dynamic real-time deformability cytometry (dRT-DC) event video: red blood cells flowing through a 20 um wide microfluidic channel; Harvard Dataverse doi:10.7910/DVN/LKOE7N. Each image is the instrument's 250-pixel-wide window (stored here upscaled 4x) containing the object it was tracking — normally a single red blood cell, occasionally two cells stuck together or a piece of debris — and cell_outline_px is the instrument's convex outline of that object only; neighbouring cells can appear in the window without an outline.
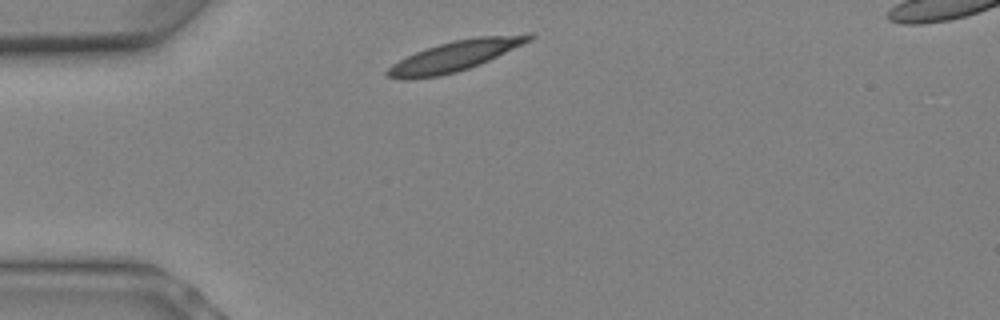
{"species": "Egyptian fruit bat (a non-hibernating species)", "species_latin": "Rousettus aegyptiacus", "temperature_condition": "warm", "stored_images_in_passage": 2, "camera_frame_rate_fps": 3000, "um_per_image_px": 0.085, "animal": {"sex": "female"}, "frame": {"image": 1, "passage_image": 1, "time_ms": 0.0, "image_size_px": [1000, 320], "cell_outline_px": [[536, 36], [532, 40], [480, 64], [456, 72], [440, 76], [408, 80], [400, 80], [384, 76], [384, 72], [392, 64], [416, 52], [440, 44], [456, 40], [480, 36], [528, 32], [532, 32]], "centroid_in_image_um": [38.7, 4.75], "position_along_channel_um": 46.3, "area_um2": 25.2}}